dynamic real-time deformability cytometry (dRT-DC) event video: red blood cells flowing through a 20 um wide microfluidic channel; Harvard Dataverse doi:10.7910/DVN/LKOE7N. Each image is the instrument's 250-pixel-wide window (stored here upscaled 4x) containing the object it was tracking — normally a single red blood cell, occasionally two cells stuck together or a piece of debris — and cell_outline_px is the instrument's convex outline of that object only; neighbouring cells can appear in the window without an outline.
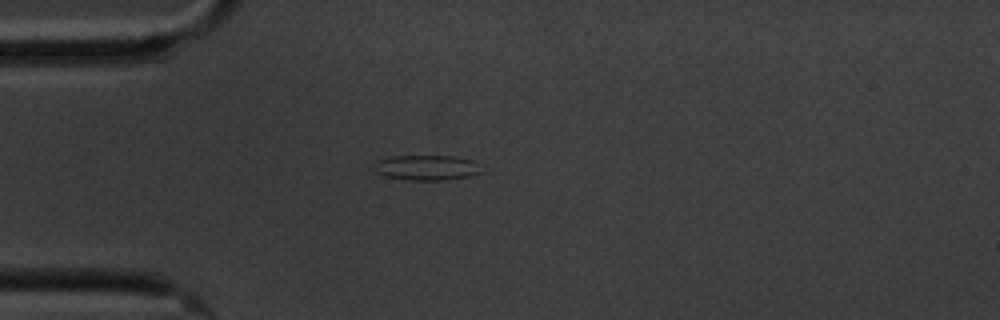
{"species": "common noctule bat (a hibernating species)", "species_latin": "Nyctalus noctula", "temperature_condition": "cold", "stored_images_in_passage": 1, "camera_frame_rate_fps": 3000, "um_per_image_px": 0.085, "animal": {"sex": "male", "body_mass_g": 20.1, "forearm_length_mm": 53.5}, "frame": {"image": 1, "passage_image": 1, "time_ms": 0.0, "image_size_px": [1000, 320], "cell_outline_px": [[484, 172], [468, 176], [448, 180], [408, 180], [384, 176], [376, 172], [372, 168], [372, 160], [392, 156], [452, 156], [476, 160]], "centroid_in_image_um": [36.23, 14.24], "position_along_channel_um": 48.8, "area_um2": 16.24}}